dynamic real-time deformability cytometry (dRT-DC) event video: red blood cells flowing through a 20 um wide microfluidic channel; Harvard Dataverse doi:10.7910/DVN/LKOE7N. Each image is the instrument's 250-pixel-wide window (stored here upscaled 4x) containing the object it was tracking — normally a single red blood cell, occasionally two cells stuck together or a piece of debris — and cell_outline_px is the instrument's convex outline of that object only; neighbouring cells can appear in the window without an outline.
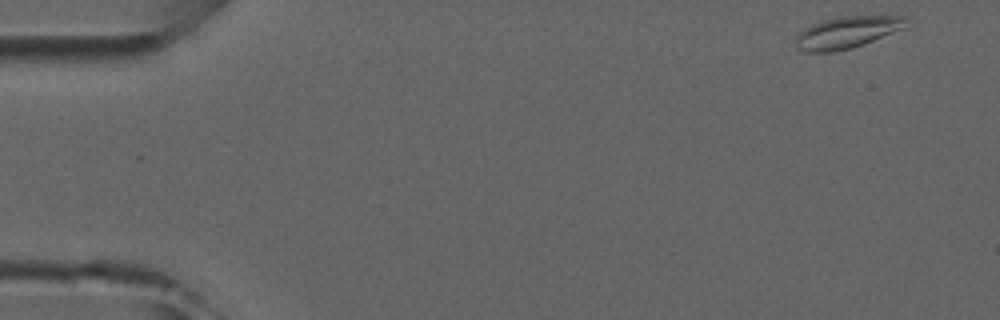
{"species": "common noctule bat (a hibernating species)", "species_latin": "Nyctalus noctula", "temperature_condition": "room temperature", "stored_images_in_passage": 5, "camera_frame_rate_fps": 3000, "um_per_image_px": 0.085, "animal": {"sex": "male", "forearm_length_mm": 52.5}, "frame": {"image": 1, "passage_image": 1, "time_ms": 0.0, "image_size_px": [1000, 320], "cell_outline_px": [[908, 20], [904, 28], [864, 44], [852, 48], [832, 52], [804, 52], [796, 48], [792, 40], [804, 28], [812, 24], [836, 16], [908, 16]], "centroid_in_image_um": [71.94, 2.76], "position_along_channel_um": 13.1, "area_um2": 20.75}}
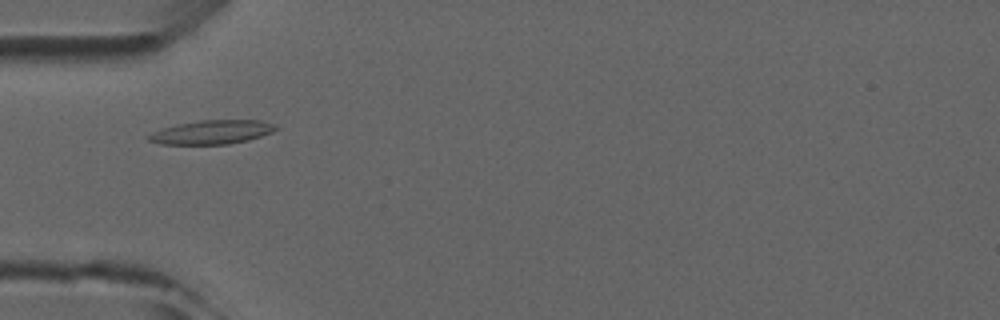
{"frame": {"image": 2, "passage_image": 5, "time_ms": 4.333, "image_size_px": [1000, 320], "cell_outline_px": [[280, 128], [272, 132], [248, 140], [228, 144], [160, 144], [148, 140], [144, 136], [160, 128], [176, 124], [200, 120], [260, 120], [276, 124]], "centroid_in_image_um": [17.98, 11.22], "position_along_channel_um": 67.0, "area_um2": 17.92}}